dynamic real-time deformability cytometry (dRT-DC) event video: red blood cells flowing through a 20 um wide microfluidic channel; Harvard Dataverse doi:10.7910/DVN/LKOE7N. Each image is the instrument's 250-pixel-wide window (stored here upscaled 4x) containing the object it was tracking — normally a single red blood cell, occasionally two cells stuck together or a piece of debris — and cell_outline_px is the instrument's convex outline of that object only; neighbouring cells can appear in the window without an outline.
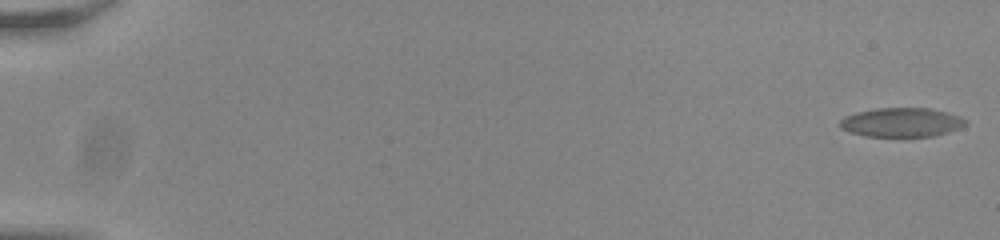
{"species": "common noctule bat (a hibernating species)", "species_latin": "Nyctalus noctula", "temperature_condition": "room temperature", "stored_images_in_passage": 57, "camera_frame_rate_fps": 3000, "um_per_image_px": 0.085, "animal": {"sex": "male", "body_mass_g": 20.0, "forearm_length_mm": 53.3}, "frame": {"image": 1, "passage_image": 1, "time_ms": 0.0, "image_size_px": [1000, 240], "cell_outline_px": [[968, 124], [960, 128], [936, 136], [864, 136], [848, 132], [840, 128], [840, 120], [844, 116], [856, 112], [876, 108], [928, 108], [948, 112], [960, 116], [968, 120]], "centroid_in_image_um": [76.65, 10.4], "position_along_channel_um": 8.4, "area_um2": 21.56}}
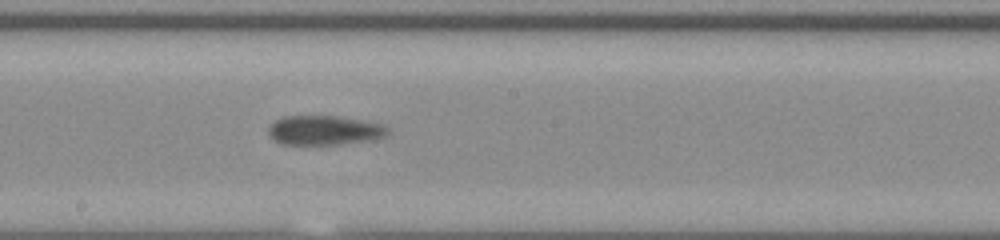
{"frame": {"image": 2, "passage_image": 33, "time_ms": 10.667, "image_size_px": [1000, 240], "cell_outline_px": [[388, 132], [384, 136], [372, 140], [336, 144], [284, 144], [272, 140], [268, 136], [268, 128], [276, 120], [284, 116], [336, 116], [360, 120], [380, 124], [388, 128]], "centroid_in_image_um": [27.51, 11.08], "position_along_channel_um": 220.7, "area_um2": 20.23}}
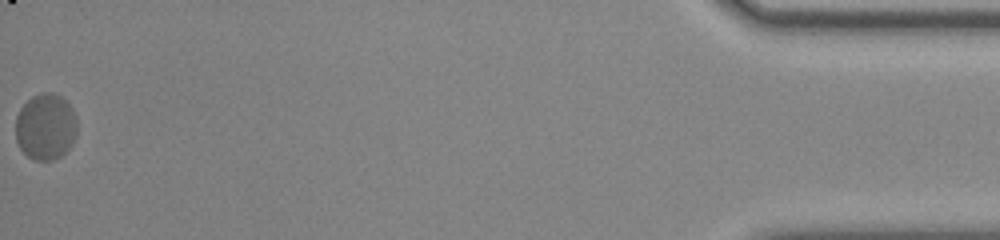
{"frame": {"image": 3, "passage_image": 57, "time_ms": 18.667, "image_size_px": [1000, 240], "cell_outline_px": [[76, 136], [72, 144], [60, 156], [52, 160], [32, 160], [20, 148], [16, 140], [16, 116], [20, 108], [32, 96], [44, 92], [52, 92], [60, 96], [72, 108], [76, 116]], "centroid_in_image_um": [3.87, 10.77], "position_along_channel_um": 431.3, "area_um2": 23.76}, "authors_computed_cell_mechanics": {"area_um2": 21.0392, "velocity_mm_per_s": 3.7178, "shape_relaxation_time_tau1_ms": null, "shape_relaxation_time_tau2_ms": 1.0367, "deformation_change_tau1": null, "deformation_change_tau2": 0.0525}}